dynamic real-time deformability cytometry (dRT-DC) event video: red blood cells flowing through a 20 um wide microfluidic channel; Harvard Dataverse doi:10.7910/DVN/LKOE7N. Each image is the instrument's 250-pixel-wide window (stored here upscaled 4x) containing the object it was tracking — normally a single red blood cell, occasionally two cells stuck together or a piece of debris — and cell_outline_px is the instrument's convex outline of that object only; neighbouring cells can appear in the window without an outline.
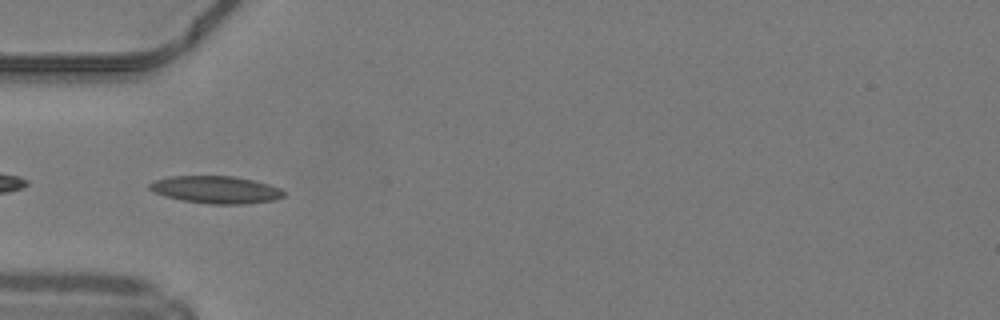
{"species": "common noctule bat (a hibernating species)", "species_latin": "Nyctalus noctula", "temperature_condition": "warm", "stored_images_in_passage": 27, "camera_frame_rate_fps": 3000, "um_per_image_px": 0.085, "animal": {"sex": "male", "body_mass_g": 19.2, "forearm_length_mm": 51.8}, "frame": {"image": 1, "passage_image": 1, "time_ms": 0.0, "image_size_px": [1000, 320], "cell_outline_px": [[284, 196], [276, 200], [248, 204], [208, 204], [180, 200], [164, 196], [148, 188], [148, 184], [152, 180], [172, 176], [232, 176], [252, 180], [268, 184], [280, 188], [284, 192]], "centroid_in_image_um": [18.34, 16.13], "position_along_channel_um": 66.7, "area_um2": 21.56}, "authors_computed_cell_mechanics": {"area_um2": 19.0162, "velocity_mm_per_s": 4.2478, "shape_relaxation_time_tau1_ms": 6.8492, "shape_relaxation_time_tau2_ms": 0.994, "deformation_change_tau1": 0.2108, "deformation_change_tau2": 0.0747}}